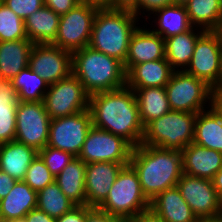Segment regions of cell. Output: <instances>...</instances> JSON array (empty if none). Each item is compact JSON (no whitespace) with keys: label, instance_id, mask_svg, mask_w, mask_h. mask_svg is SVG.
Listing matches in <instances>:
<instances>
[{"label":"cell","instance_id":"obj_26","mask_svg":"<svg viewBox=\"0 0 222 222\" xmlns=\"http://www.w3.org/2000/svg\"><path fill=\"white\" fill-rule=\"evenodd\" d=\"M85 173L86 163L75 157L55 177L61 191L76 205H86Z\"/></svg>","mask_w":222,"mask_h":222},{"label":"cell","instance_id":"obj_15","mask_svg":"<svg viewBox=\"0 0 222 222\" xmlns=\"http://www.w3.org/2000/svg\"><path fill=\"white\" fill-rule=\"evenodd\" d=\"M29 67L50 85L72 73V53L52 43L34 44Z\"/></svg>","mask_w":222,"mask_h":222},{"label":"cell","instance_id":"obj_22","mask_svg":"<svg viewBox=\"0 0 222 222\" xmlns=\"http://www.w3.org/2000/svg\"><path fill=\"white\" fill-rule=\"evenodd\" d=\"M33 147L11 141L0 144V170L16 181H23L29 165L37 157Z\"/></svg>","mask_w":222,"mask_h":222},{"label":"cell","instance_id":"obj_4","mask_svg":"<svg viewBox=\"0 0 222 222\" xmlns=\"http://www.w3.org/2000/svg\"><path fill=\"white\" fill-rule=\"evenodd\" d=\"M138 21L132 12L99 7L88 46L124 64L131 36L140 24Z\"/></svg>","mask_w":222,"mask_h":222},{"label":"cell","instance_id":"obj_3","mask_svg":"<svg viewBox=\"0 0 222 222\" xmlns=\"http://www.w3.org/2000/svg\"><path fill=\"white\" fill-rule=\"evenodd\" d=\"M72 73L89 95L115 90L126 85L124 64L90 46L72 53Z\"/></svg>","mask_w":222,"mask_h":222},{"label":"cell","instance_id":"obj_14","mask_svg":"<svg viewBox=\"0 0 222 222\" xmlns=\"http://www.w3.org/2000/svg\"><path fill=\"white\" fill-rule=\"evenodd\" d=\"M176 187L198 220L222 215V199L212 180L183 173Z\"/></svg>","mask_w":222,"mask_h":222},{"label":"cell","instance_id":"obj_43","mask_svg":"<svg viewBox=\"0 0 222 222\" xmlns=\"http://www.w3.org/2000/svg\"><path fill=\"white\" fill-rule=\"evenodd\" d=\"M131 222H165L156 212L150 207L139 212L134 217L130 218Z\"/></svg>","mask_w":222,"mask_h":222},{"label":"cell","instance_id":"obj_7","mask_svg":"<svg viewBox=\"0 0 222 222\" xmlns=\"http://www.w3.org/2000/svg\"><path fill=\"white\" fill-rule=\"evenodd\" d=\"M98 8L99 6L82 0L61 15L56 39L52 44L71 53L88 46Z\"/></svg>","mask_w":222,"mask_h":222},{"label":"cell","instance_id":"obj_31","mask_svg":"<svg viewBox=\"0 0 222 222\" xmlns=\"http://www.w3.org/2000/svg\"><path fill=\"white\" fill-rule=\"evenodd\" d=\"M18 96L10 81L0 85V144L15 141Z\"/></svg>","mask_w":222,"mask_h":222},{"label":"cell","instance_id":"obj_37","mask_svg":"<svg viewBox=\"0 0 222 222\" xmlns=\"http://www.w3.org/2000/svg\"><path fill=\"white\" fill-rule=\"evenodd\" d=\"M17 16L25 20L44 5V0H2Z\"/></svg>","mask_w":222,"mask_h":222},{"label":"cell","instance_id":"obj_19","mask_svg":"<svg viewBox=\"0 0 222 222\" xmlns=\"http://www.w3.org/2000/svg\"><path fill=\"white\" fill-rule=\"evenodd\" d=\"M175 70L164 59L134 65L126 73L129 88L165 87Z\"/></svg>","mask_w":222,"mask_h":222},{"label":"cell","instance_id":"obj_53","mask_svg":"<svg viewBox=\"0 0 222 222\" xmlns=\"http://www.w3.org/2000/svg\"><path fill=\"white\" fill-rule=\"evenodd\" d=\"M4 82V79L2 78L1 76V73H0V85Z\"/></svg>","mask_w":222,"mask_h":222},{"label":"cell","instance_id":"obj_47","mask_svg":"<svg viewBox=\"0 0 222 222\" xmlns=\"http://www.w3.org/2000/svg\"><path fill=\"white\" fill-rule=\"evenodd\" d=\"M212 183L219 197L222 199V168L214 175Z\"/></svg>","mask_w":222,"mask_h":222},{"label":"cell","instance_id":"obj_40","mask_svg":"<svg viewBox=\"0 0 222 222\" xmlns=\"http://www.w3.org/2000/svg\"><path fill=\"white\" fill-rule=\"evenodd\" d=\"M86 205H77L69 212L56 218V222H85Z\"/></svg>","mask_w":222,"mask_h":222},{"label":"cell","instance_id":"obj_49","mask_svg":"<svg viewBox=\"0 0 222 222\" xmlns=\"http://www.w3.org/2000/svg\"><path fill=\"white\" fill-rule=\"evenodd\" d=\"M99 7H107L112 0H83Z\"/></svg>","mask_w":222,"mask_h":222},{"label":"cell","instance_id":"obj_23","mask_svg":"<svg viewBox=\"0 0 222 222\" xmlns=\"http://www.w3.org/2000/svg\"><path fill=\"white\" fill-rule=\"evenodd\" d=\"M204 32L203 29L192 27L184 33L164 40L165 59L175 71H183L190 64L197 39Z\"/></svg>","mask_w":222,"mask_h":222},{"label":"cell","instance_id":"obj_27","mask_svg":"<svg viewBox=\"0 0 222 222\" xmlns=\"http://www.w3.org/2000/svg\"><path fill=\"white\" fill-rule=\"evenodd\" d=\"M134 91L139 117L145 127L153 119L171 111L165 87L130 88Z\"/></svg>","mask_w":222,"mask_h":222},{"label":"cell","instance_id":"obj_51","mask_svg":"<svg viewBox=\"0 0 222 222\" xmlns=\"http://www.w3.org/2000/svg\"><path fill=\"white\" fill-rule=\"evenodd\" d=\"M189 0H173L174 4L184 6Z\"/></svg>","mask_w":222,"mask_h":222},{"label":"cell","instance_id":"obj_29","mask_svg":"<svg viewBox=\"0 0 222 222\" xmlns=\"http://www.w3.org/2000/svg\"><path fill=\"white\" fill-rule=\"evenodd\" d=\"M193 142L207 149L222 152V119L211 107L197 113Z\"/></svg>","mask_w":222,"mask_h":222},{"label":"cell","instance_id":"obj_11","mask_svg":"<svg viewBox=\"0 0 222 222\" xmlns=\"http://www.w3.org/2000/svg\"><path fill=\"white\" fill-rule=\"evenodd\" d=\"M133 147L122 137L92 126L78 158L86 164L93 162H115L130 164Z\"/></svg>","mask_w":222,"mask_h":222},{"label":"cell","instance_id":"obj_35","mask_svg":"<svg viewBox=\"0 0 222 222\" xmlns=\"http://www.w3.org/2000/svg\"><path fill=\"white\" fill-rule=\"evenodd\" d=\"M23 181L34 191L39 192L47 185L52 184L55 181V177L51 174L41 157L37 155L29 165Z\"/></svg>","mask_w":222,"mask_h":222},{"label":"cell","instance_id":"obj_50","mask_svg":"<svg viewBox=\"0 0 222 222\" xmlns=\"http://www.w3.org/2000/svg\"><path fill=\"white\" fill-rule=\"evenodd\" d=\"M198 222H222V215L209 219H200Z\"/></svg>","mask_w":222,"mask_h":222},{"label":"cell","instance_id":"obj_21","mask_svg":"<svg viewBox=\"0 0 222 222\" xmlns=\"http://www.w3.org/2000/svg\"><path fill=\"white\" fill-rule=\"evenodd\" d=\"M150 208L165 222L199 221L176 186L156 195L150 201Z\"/></svg>","mask_w":222,"mask_h":222},{"label":"cell","instance_id":"obj_10","mask_svg":"<svg viewBox=\"0 0 222 222\" xmlns=\"http://www.w3.org/2000/svg\"><path fill=\"white\" fill-rule=\"evenodd\" d=\"M90 95L79 79L71 73L50 84L44 96L45 110L51 119L71 116L89 107Z\"/></svg>","mask_w":222,"mask_h":222},{"label":"cell","instance_id":"obj_39","mask_svg":"<svg viewBox=\"0 0 222 222\" xmlns=\"http://www.w3.org/2000/svg\"><path fill=\"white\" fill-rule=\"evenodd\" d=\"M82 0H44V5L52 9L58 15H64L74 8Z\"/></svg>","mask_w":222,"mask_h":222},{"label":"cell","instance_id":"obj_12","mask_svg":"<svg viewBox=\"0 0 222 222\" xmlns=\"http://www.w3.org/2000/svg\"><path fill=\"white\" fill-rule=\"evenodd\" d=\"M50 123L43 101L18 102L15 141L37 151L43 149L48 142Z\"/></svg>","mask_w":222,"mask_h":222},{"label":"cell","instance_id":"obj_9","mask_svg":"<svg viewBox=\"0 0 222 222\" xmlns=\"http://www.w3.org/2000/svg\"><path fill=\"white\" fill-rule=\"evenodd\" d=\"M186 73L213 87L222 82V34L205 31L198 39Z\"/></svg>","mask_w":222,"mask_h":222},{"label":"cell","instance_id":"obj_48","mask_svg":"<svg viewBox=\"0 0 222 222\" xmlns=\"http://www.w3.org/2000/svg\"><path fill=\"white\" fill-rule=\"evenodd\" d=\"M106 222H131L130 218L115 217L106 213Z\"/></svg>","mask_w":222,"mask_h":222},{"label":"cell","instance_id":"obj_28","mask_svg":"<svg viewBox=\"0 0 222 222\" xmlns=\"http://www.w3.org/2000/svg\"><path fill=\"white\" fill-rule=\"evenodd\" d=\"M152 14L153 19L155 18L152 22L155 25L151 30L155 34L160 35L164 40L171 36L184 33L193 27L189 21L185 6L173 4L158 9Z\"/></svg>","mask_w":222,"mask_h":222},{"label":"cell","instance_id":"obj_2","mask_svg":"<svg viewBox=\"0 0 222 222\" xmlns=\"http://www.w3.org/2000/svg\"><path fill=\"white\" fill-rule=\"evenodd\" d=\"M130 164L137 171L143 194L151 201L175 187L183 174L181 150L140 144L132 149Z\"/></svg>","mask_w":222,"mask_h":222},{"label":"cell","instance_id":"obj_38","mask_svg":"<svg viewBox=\"0 0 222 222\" xmlns=\"http://www.w3.org/2000/svg\"><path fill=\"white\" fill-rule=\"evenodd\" d=\"M173 4V0H138V19L140 20L142 14L145 16L146 12L148 14L146 17L148 18H144L146 19L144 22L148 21L147 19L150 21L149 17L152 18L153 12Z\"/></svg>","mask_w":222,"mask_h":222},{"label":"cell","instance_id":"obj_36","mask_svg":"<svg viewBox=\"0 0 222 222\" xmlns=\"http://www.w3.org/2000/svg\"><path fill=\"white\" fill-rule=\"evenodd\" d=\"M38 155L44 161L54 177H56L70 163V161L75 158V156L69 152L47 145L38 151Z\"/></svg>","mask_w":222,"mask_h":222},{"label":"cell","instance_id":"obj_46","mask_svg":"<svg viewBox=\"0 0 222 222\" xmlns=\"http://www.w3.org/2000/svg\"><path fill=\"white\" fill-rule=\"evenodd\" d=\"M85 222H106V212L86 205Z\"/></svg>","mask_w":222,"mask_h":222},{"label":"cell","instance_id":"obj_16","mask_svg":"<svg viewBox=\"0 0 222 222\" xmlns=\"http://www.w3.org/2000/svg\"><path fill=\"white\" fill-rule=\"evenodd\" d=\"M115 162H93L86 164V205L98 208L107 198L115 179L123 166Z\"/></svg>","mask_w":222,"mask_h":222},{"label":"cell","instance_id":"obj_17","mask_svg":"<svg viewBox=\"0 0 222 222\" xmlns=\"http://www.w3.org/2000/svg\"><path fill=\"white\" fill-rule=\"evenodd\" d=\"M138 26L132 34L124 63L126 73L137 64L165 58L164 39L145 25Z\"/></svg>","mask_w":222,"mask_h":222},{"label":"cell","instance_id":"obj_52","mask_svg":"<svg viewBox=\"0 0 222 222\" xmlns=\"http://www.w3.org/2000/svg\"><path fill=\"white\" fill-rule=\"evenodd\" d=\"M8 222H26V220L23 218V219L11 220Z\"/></svg>","mask_w":222,"mask_h":222},{"label":"cell","instance_id":"obj_8","mask_svg":"<svg viewBox=\"0 0 222 222\" xmlns=\"http://www.w3.org/2000/svg\"><path fill=\"white\" fill-rule=\"evenodd\" d=\"M165 90L171 110L198 113L210 108L211 87L184 70L173 72Z\"/></svg>","mask_w":222,"mask_h":222},{"label":"cell","instance_id":"obj_45","mask_svg":"<svg viewBox=\"0 0 222 222\" xmlns=\"http://www.w3.org/2000/svg\"><path fill=\"white\" fill-rule=\"evenodd\" d=\"M24 219L26 222H56L55 218L50 217L48 214L37 208L31 210Z\"/></svg>","mask_w":222,"mask_h":222},{"label":"cell","instance_id":"obj_41","mask_svg":"<svg viewBox=\"0 0 222 222\" xmlns=\"http://www.w3.org/2000/svg\"><path fill=\"white\" fill-rule=\"evenodd\" d=\"M107 8L112 10L132 12L138 18V0H112Z\"/></svg>","mask_w":222,"mask_h":222},{"label":"cell","instance_id":"obj_1","mask_svg":"<svg viewBox=\"0 0 222 222\" xmlns=\"http://www.w3.org/2000/svg\"><path fill=\"white\" fill-rule=\"evenodd\" d=\"M88 109L92 126L122 137L133 148L141 144L144 126L134 91L127 85L90 95Z\"/></svg>","mask_w":222,"mask_h":222},{"label":"cell","instance_id":"obj_13","mask_svg":"<svg viewBox=\"0 0 222 222\" xmlns=\"http://www.w3.org/2000/svg\"><path fill=\"white\" fill-rule=\"evenodd\" d=\"M91 127L92 116L89 109L71 116L51 119L47 146L78 157Z\"/></svg>","mask_w":222,"mask_h":222},{"label":"cell","instance_id":"obj_44","mask_svg":"<svg viewBox=\"0 0 222 222\" xmlns=\"http://www.w3.org/2000/svg\"><path fill=\"white\" fill-rule=\"evenodd\" d=\"M16 180L0 170V200L8 195Z\"/></svg>","mask_w":222,"mask_h":222},{"label":"cell","instance_id":"obj_18","mask_svg":"<svg viewBox=\"0 0 222 222\" xmlns=\"http://www.w3.org/2000/svg\"><path fill=\"white\" fill-rule=\"evenodd\" d=\"M183 173L212 180L214 175L222 168V152L207 149L194 142L183 150Z\"/></svg>","mask_w":222,"mask_h":222},{"label":"cell","instance_id":"obj_25","mask_svg":"<svg viewBox=\"0 0 222 222\" xmlns=\"http://www.w3.org/2000/svg\"><path fill=\"white\" fill-rule=\"evenodd\" d=\"M60 15L43 5L24 20L27 38L34 44L53 43L59 27Z\"/></svg>","mask_w":222,"mask_h":222},{"label":"cell","instance_id":"obj_32","mask_svg":"<svg viewBox=\"0 0 222 222\" xmlns=\"http://www.w3.org/2000/svg\"><path fill=\"white\" fill-rule=\"evenodd\" d=\"M17 92L19 102H40L44 100L49 84L29 66L10 80Z\"/></svg>","mask_w":222,"mask_h":222},{"label":"cell","instance_id":"obj_5","mask_svg":"<svg viewBox=\"0 0 222 222\" xmlns=\"http://www.w3.org/2000/svg\"><path fill=\"white\" fill-rule=\"evenodd\" d=\"M197 113L171 110L144 127L141 144L183 150L193 142Z\"/></svg>","mask_w":222,"mask_h":222},{"label":"cell","instance_id":"obj_42","mask_svg":"<svg viewBox=\"0 0 222 222\" xmlns=\"http://www.w3.org/2000/svg\"><path fill=\"white\" fill-rule=\"evenodd\" d=\"M210 107L222 119V84L211 87Z\"/></svg>","mask_w":222,"mask_h":222},{"label":"cell","instance_id":"obj_6","mask_svg":"<svg viewBox=\"0 0 222 222\" xmlns=\"http://www.w3.org/2000/svg\"><path fill=\"white\" fill-rule=\"evenodd\" d=\"M150 207L143 194L137 171L131 164L122 167L99 210L115 217L132 218Z\"/></svg>","mask_w":222,"mask_h":222},{"label":"cell","instance_id":"obj_33","mask_svg":"<svg viewBox=\"0 0 222 222\" xmlns=\"http://www.w3.org/2000/svg\"><path fill=\"white\" fill-rule=\"evenodd\" d=\"M75 206L77 205L61 191L55 181L37 192L36 208L55 219L69 212Z\"/></svg>","mask_w":222,"mask_h":222},{"label":"cell","instance_id":"obj_20","mask_svg":"<svg viewBox=\"0 0 222 222\" xmlns=\"http://www.w3.org/2000/svg\"><path fill=\"white\" fill-rule=\"evenodd\" d=\"M37 206V192L24 181H16L7 196L0 200V222L23 219Z\"/></svg>","mask_w":222,"mask_h":222},{"label":"cell","instance_id":"obj_24","mask_svg":"<svg viewBox=\"0 0 222 222\" xmlns=\"http://www.w3.org/2000/svg\"><path fill=\"white\" fill-rule=\"evenodd\" d=\"M33 45L29 39L0 42V73L4 81H10L29 66Z\"/></svg>","mask_w":222,"mask_h":222},{"label":"cell","instance_id":"obj_30","mask_svg":"<svg viewBox=\"0 0 222 222\" xmlns=\"http://www.w3.org/2000/svg\"><path fill=\"white\" fill-rule=\"evenodd\" d=\"M184 6L193 27L205 31H220L222 27L220 0H189Z\"/></svg>","mask_w":222,"mask_h":222},{"label":"cell","instance_id":"obj_34","mask_svg":"<svg viewBox=\"0 0 222 222\" xmlns=\"http://www.w3.org/2000/svg\"><path fill=\"white\" fill-rule=\"evenodd\" d=\"M28 39L25 23L3 2L0 5V42Z\"/></svg>","mask_w":222,"mask_h":222}]
</instances>
